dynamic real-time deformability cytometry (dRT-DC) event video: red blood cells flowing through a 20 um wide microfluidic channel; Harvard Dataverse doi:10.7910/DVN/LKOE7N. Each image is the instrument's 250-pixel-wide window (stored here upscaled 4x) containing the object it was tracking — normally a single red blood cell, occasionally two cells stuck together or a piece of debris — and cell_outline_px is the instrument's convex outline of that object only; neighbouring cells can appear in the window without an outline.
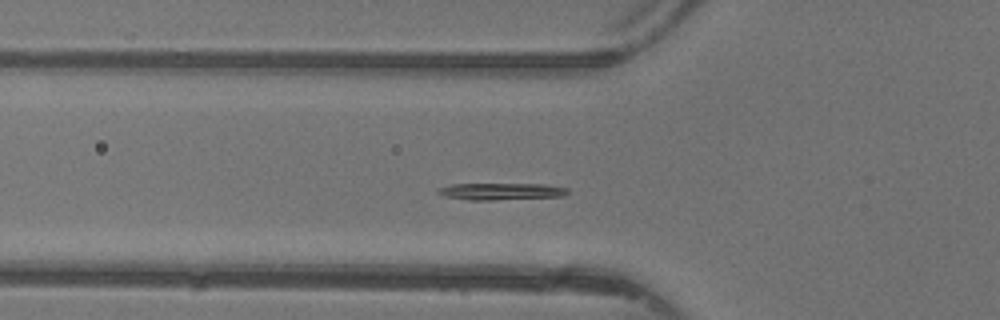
{"species": "common noctule bat (a hibernating species)", "species_latin": "Nyctalus noctula", "temperature_condition": "warm", "stored_images_in_passage": 35, "segment_of_instrument_passage": [1, 2], "camera_frame_rate_fps": 3000, "um_per_image_px": 0.085, "animal": {"sex": "female"}, "frame": {"image": 1, "passage_image": 3, "time_ms": 0.667, "image_size_px": [1000, 320], "cell_outline_px": [[568, 192], [560, 196], [492, 200], [468, 200], [444, 196], [436, 192], [440, 188], [452, 184], [548, 184], [568, 188]], "centroid_in_image_um": [42.58, 16.26], "position_along_channel_um": 83.2, "area_um2": 12.6}}
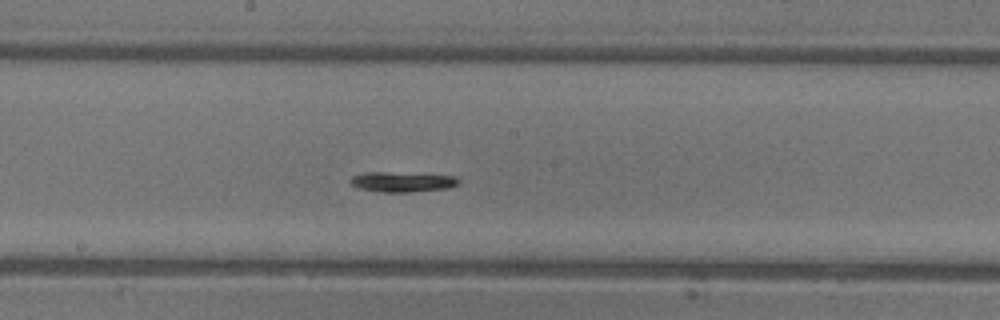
{"frame": {"image": 2, "passage_image": 12, "time_ms": 3.667, "image_size_px": [1000, 320], "cell_outline_px": [[460, 184], [448, 188], [408, 192], [380, 192], [360, 188], [352, 184], [348, 180], [352, 176], [364, 172], [384, 172], [456, 176], [460, 180]], "centroid_in_image_um": [34.19, 15.46], "position_along_channel_um": 214.0, "area_um2": 12.6}}
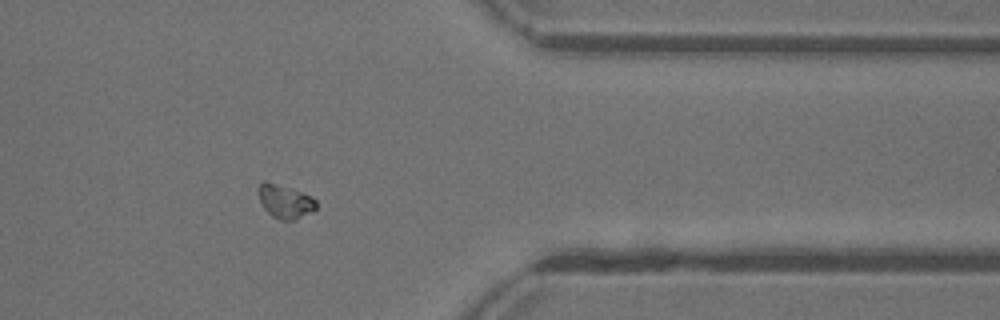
{"frame": {"image": 3, "passage_image": 25, "time_ms": 8.0, "image_size_px": [1000, 320], "cell_outline_px": [[316, 208], [312, 212], [296, 220], [280, 220], [272, 216], [264, 208], [260, 200], [260, 184], [264, 180], [312, 196], [316, 200]], "centroid_in_image_um": [24.27, 17.16], "position_along_channel_um": 387.1, "area_um2": 11.04}}